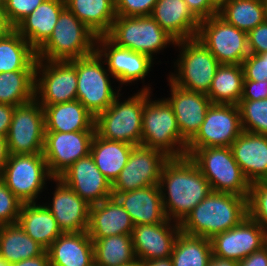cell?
<instances>
[{
	"label": "cell",
	"instance_id": "24",
	"mask_svg": "<svg viewBox=\"0 0 267 266\" xmlns=\"http://www.w3.org/2000/svg\"><path fill=\"white\" fill-rule=\"evenodd\" d=\"M230 147L250 183L267 181V135L243 131Z\"/></svg>",
	"mask_w": 267,
	"mask_h": 266
},
{
	"label": "cell",
	"instance_id": "12",
	"mask_svg": "<svg viewBox=\"0 0 267 266\" xmlns=\"http://www.w3.org/2000/svg\"><path fill=\"white\" fill-rule=\"evenodd\" d=\"M242 132L238 105L212 103L199 131L187 143L186 156L199 148L230 147Z\"/></svg>",
	"mask_w": 267,
	"mask_h": 266
},
{
	"label": "cell",
	"instance_id": "27",
	"mask_svg": "<svg viewBox=\"0 0 267 266\" xmlns=\"http://www.w3.org/2000/svg\"><path fill=\"white\" fill-rule=\"evenodd\" d=\"M65 8L64 0H45L23 18L15 30L37 51L51 36Z\"/></svg>",
	"mask_w": 267,
	"mask_h": 266
},
{
	"label": "cell",
	"instance_id": "35",
	"mask_svg": "<svg viewBox=\"0 0 267 266\" xmlns=\"http://www.w3.org/2000/svg\"><path fill=\"white\" fill-rule=\"evenodd\" d=\"M244 71L239 64H220L206 94L213 104L238 105L243 93Z\"/></svg>",
	"mask_w": 267,
	"mask_h": 266
},
{
	"label": "cell",
	"instance_id": "25",
	"mask_svg": "<svg viewBox=\"0 0 267 266\" xmlns=\"http://www.w3.org/2000/svg\"><path fill=\"white\" fill-rule=\"evenodd\" d=\"M133 228L130 215L114 196L90 206L87 232L91 239L132 235Z\"/></svg>",
	"mask_w": 267,
	"mask_h": 266
},
{
	"label": "cell",
	"instance_id": "4",
	"mask_svg": "<svg viewBox=\"0 0 267 266\" xmlns=\"http://www.w3.org/2000/svg\"><path fill=\"white\" fill-rule=\"evenodd\" d=\"M151 87L148 83L127 98L123 97V92L120 93L105 111L95 117L96 134L111 141L141 145L145 90L153 92Z\"/></svg>",
	"mask_w": 267,
	"mask_h": 266
},
{
	"label": "cell",
	"instance_id": "47",
	"mask_svg": "<svg viewBox=\"0 0 267 266\" xmlns=\"http://www.w3.org/2000/svg\"><path fill=\"white\" fill-rule=\"evenodd\" d=\"M189 10L199 20L218 14L219 7L212 0H184Z\"/></svg>",
	"mask_w": 267,
	"mask_h": 266
},
{
	"label": "cell",
	"instance_id": "36",
	"mask_svg": "<svg viewBox=\"0 0 267 266\" xmlns=\"http://www.w3.org/2000/svg\"><path fill=\"white\" fill-rule=\"evenodd\" d=\"M91 240L95 266H121L137 261L131 235H113Z\"/></svg>",
	"mask_w": 267,
	"mask_h": 266
},
{
	"label": "cell",
	"instance_id": "16",
	"mask_svg": "<svg viewBox=\"0 0 267 266\" xmlns=\"http://www.w3.org/2000/svg\"><path fill=\"white\" fill-rule=\"evenodd\" d=\"M95 131H45L43 156L50 175L60 177L74 162L90 154Z\"/></svg>",
	"mask_w": 267,
	"mask_h": 266
},
{
	"label": "cell",
	"instance_id": "50",
	"mask_svg": "<svg viewBox=\"0 0 267 266\" xmlns=\"http://www.w3.org/2000/svg\"><path fill=\"white\" fill-rule=\"evenodd\" d=\"M14 109L12 105L0 103V136H7Z\"/></svg>",
	"mask_w": 267,
	"mask_h": 266
},
{
	"label": "cell",
	"instance_id": "41",
	"mask_svg": "<svg viewBox=\"0 0 267 266\" xmlns=\"http://www.w3.org/2000/svg\"><path fill=\"white\" fill-rule=\"evenodd\" d=\"M247 209L248 216L255 220L267 235V181L250 183Z\"/></svg>",
	"mask_w": 267,
	"mask_h": 266
},
{
	"label": "cell",
	"instance_id": "38",
	"mask_svg": "<svg viewBox=\"0 0 267 266\" xmlns=\"http://www.w3.org/2000/svg\"><path fill=\"white\" fill-rule=\"evenodd\" d=\"M218 15L246 33L265 22L262 0H228L219 8Z\"/></svg>",
	"mask_w": 267,
	"mask_h": 266
},
{
	"label": "cell",
	"instance_id": "56",
	"mask_svg": "<svg viewBox=\"0 0 267 266\" xmlns=\"http://www.w3.org/2000/svg\"><path fill=\"white\" fill-rule=\"evenodd\" d=\"M264 6L265 22H267V0H262Z\"/></svg>",
	"mask_w": 267,
	"mask_h": 266
},
{
	"label": "cell",
	"instance_id": "37",
	"mask_svg": "<svg viewBox=\"0 0 267 266\" xmlns=\"http://www.w3.org/2000/svg\"><path fill=\"white\" fill-rule=\"evenodd\" d=\"M212 256L209 238L192 236L180 231L170 257L173 266H208Z\"/></svg>",
	"mask_w": 267,
	"mask_h": 266
},
{
	"label": "cell",
	"instance_id": "22",
	"mask_svg": "<svg viewBox=\"0 0 267 266\" xmlns=\"http://www.w3.org/2000/svg\"><path fill=\"white\" fill-rule=\"evenodd\" d=\"M180 231V224L169 219L160 224L134 226L131 236L136 259L144 262L170 257Z\"/></svg>",
	"mask_w": 267,
	"mask_h": 266
},
{
	"label": "cell",
	"instance_id": "51",
	"mask_svg": "<svg viewBox=\"0 0 267 266\" xmlns=\"http://www.w3.org/2000/svg\"><path fill=\"white\" fill-rule=\"evenodd\" d=\"M11 266H50L49 254L46 250L43 254L35 258H28L11 264Z\"/></svg>",
	"mask_w": 267,
	"mask_h": 266
},
{
	"label": "cell",
	"instance_id": "5",
	"mask_svg": "<svg viewBox=\"0 0 267 266\" xmlns=\"http://www.w3.org/2000/svg\"><path fill=\"white\" fill-rule=\"evenodd\" d=\"M69 62L76 68L77 100L94 117L105 111L122 93L123 90L120 86L113 85L117 81L96 51L91 55Z\"/></svg>",
	"mask_w": 267,
	"mask_h": 266
},
{
	"label": "cell",
	"instance_id": "13",
	"mask_svg": "<svg viewBox=\"0 0 267 266\" xmlns=\"http://www.w3.org/2000/svg\"><path fill=\"white\" fill-rule=\"evenodd\" d=\"M45 116L43 107L34 98L15 106L6 136L8 153L13 155L43 153Z\"/></svg>",
	"mask_w": 267,
	"mask_h": 266
},
{
	"label": "cell",
	"instance_id": "15",
	"mask_svg": "<svg viewBox=\"0 0 267 266\" xmlns=\"http://www.w3.org/2000/svg\"><path fill=\"white\" fill-rule=\"evenodd\" d=\"M95 51L103 59L106 68L122 89L133 83L138 85V81H141L143 85L146 84L145 78L150 75L156 63L148 55L117 46L107 36L96 38Z\"/></svg>",
	"mask_w": 267,
	"mask_h": 266
},
{
	"label": "cell",
	"instance_id": "9",
	"mask_svg": "<svg viewBox=\"0 0 267 266\" xmlns=\"http://www.w3.org/2000/svg\"><path fill=\"white\" fill-rule=\"evenodd\" d=\"M189 158L208 180L212 191L248 197L250 182L234 159L231 147L199 148Z\"/></svg>",
	"mask_w": 267,
	"mask_h": 266
},
{
	"label": "cell",
	"instance_id": "26",
	"mask_svg": "<svg viewBox=\"0 0 267 266\" xmlns=\"http://www.w3.org/2000/svg\"><path fill=\"white\" fill-rule=\"evenodd\" d=\"M150 16L175 41L196 38L200 21L184 0H157Z\"/></svg>",
	"mask_w": 267,
	"mask_h": 266
},
{
	"label": "cell",
	"instance_id": "8",
	"mask_svg": "<svg viewBox=\"0 0 267 266\" xmlns=\"http://www.w3.org/2000/svg\"><path fill=\"white\" fill-rule=\"evenodd\" d=\"M117 46L148 55L152 60L176 41L149 16H116L106 35ZM155 57V58H154Z\"/></svg>",
	"mask_w": 267,
	"mask_h": 266
},
{
	"label": "cell",
	"instance_id": "55",
	"mask_svg": "<svg viewBox=\"0 0 267 266\" xmlns=\"http://www.w3.org/2000/svg\"><path fill=\"white\" fill-rule=\"evenodd\" d=\"M208 266H238V262L212 256Z\"/></svg>",
	"mask_w": 267,
	"mask_h": 266
},
{
	"label": "cell",
	"instance_id": "31",
	"mask_svg": "<svg viewBox=\"0 0 267 266\" xmlns=\"http://www.w3.org/2000/svg\"><path fill=\"white\" fill-rule=\"evenodd\" d=\"M65 7L97 37L106 36L116 18L115 0H64Z\"/></svg>",
	"mask_w": 267,
	"mask_h": 266
},
{
	"label": "cell",
	"instance_id": "7",
	"mask_svg": "<svg viewBox=\"0 0 267 266\" xmlns=\"http://www.w3.org/2000/svg\"><path fill=\"white\" fill-rule=\"evenodd\" d=\"M97 36L65 8L49 39L36 51L37 60L70 61L91 55Z\"/></svg>",
	"mask_w": 267,
	"mask_h": 266
},
{
	"label": "cell",
	"instance_id": "30",
	"mask_svg": "<svg viewBox=\"0 0 267 266\" xmlns=\"http://www.w3.org/2000/svg\"><path fill=\"white\" fill-rule=\"evenodd\" d=\"M17 223L46 250L62 234L56 219L42 202L23 203Z\"/></svg>",
	"mask_w": 267,
	"mask_h": 266
},
{
	"label": "cell",
	"instance_id": "54",
	"mask_svg": "<svg viewBox=\"0 0 267 266\" xmlns=\"http://www.w3.org/2000/svg\"><path fill=\"white\" fill-rule=\"evenodd\" d=\"M141 266H173V262L171 257H167L141 262Z\"/></svg>",
	"mask_w": 267,
	"mask_h": 266
},
{
	"label": "cell",
	"instance_id": "18",
	"mask_svg": "<svg viewBox=\"0 0 267 266\" xmlns=\"http://www.w3.org/2000/svg\"><path fill=\"white\" fill-rule=\"evenodd\" d=\"M210 240L213 256L239 262L265 246L267 235L255 220L246 216L238 225Z\"/></svg>",
	"mask_w": 267,
	"mask_h": 266
},
{
	"label": "cell",
	"instance_id": "32",
	"mask_svg": "<svg viewBox=\"0 0 267 266\" xmlns=\"http://www.w3.org/2000/svg\"><path fill=\"white\" fill-rule=\"evenodd\" d=\"M133 147L132 144L111 141L95 133L90 155L100 172L113 184L127 164Z\"/></svg>",
	"mask_w": 267,
	"mask_h": 266
},
{
	"label": "cell",
	"instance_id": "43",
	"mask_svg": "<svg viewBox=\"0 0 267 266\" xmlns=\"http://www.w3.org/2000/svg\"><path fill=\"white\" fill-rule=\"evenodd\" d=\"M244 80H267V52L262 54H249L242 62Z\"/></svg>",
	"mask_w": 267,
	"mask_h": 266
},
{
	"label": "cell",
	"instance_id": "53",
	"mask_svg": "<svg viewBox=\"0 0 267 266\" xmlns=\"http://www.w3.org/2000/svg\"><path fill=\"white\" fill-rule=\"evenodd\" d=\"M9 153L7 148L6 137L0 136V175L7 162Z\"/></svg>",
	"mask_w": 267,
	"mask_h": 266
},
{
	"label": "cell",
	"instance_id": "6",
	"mask_svg": "<svg viewBox=\"0 0 267 266\" xmlns=\"http://www.w3.org/2000/svg\"><path fill=\"white\" fill-rule=\"evenodd\" d=\"M174 47L179 54L167 78L177 87L207 94L220 63L197 38L176 41Z\"/></svg>",
	"mask_w": 267,
	"mask_h": 266
},
{
	"label": "cell",
	"instance_id": "28",
	"mask_svg": "<svg viewBox=\"0 0 267 266\" xmlns=\"http://www.w3.org/2000/svg\"><path fill=\"white\" fill-rule=\"evenodd\" d=\"M47 251L50 266H95L93 241L87 231L62 233Z\"/></svg>",
	"mask_w": 267,
	"mask_h": 266
},
{
	"label": "cell",
	"instance_id": "1",
	"mask_svg": "<svg viewBox=\"0 0 267 266\" xmlns=\"http://www.w3.org/2000/svg\"><path fill=\"white\" fill-rule=\"evenodd\" d=\"M159 187L167 219L179 224L212 191L208 180L188 156L169 158L164 163Z\"/></svg>",
	"mask_w": 267,
	"mask_h": 266
},
{
	"label": "cell",
	"instance_id": "44",
	"mask_svg": "<svg viewBox=\"0 0 267 266\" xmlns=\"http://www.w3.org/2000/svg\"><path fill=\"white\" fill-rule=\"evenodd\" d=\"M157 0H115L116 16H149Z\"/></svg>",
	"mask_w": 267,
	"mask_h": 266
},
{
	"label": "cell",
	"instance_id": "10",
	"mask_svg": "<svg viewBox=\"0 0 267 266\" xmlns=\"http://www.w3.org/2000/svg\"><path fill=\"white\" fill-rule=\"evenodd\" d=\"M50 175L43 153L9 154L0 179L22 203H39L42 193L49 190Z\"/></svg>",
	"mask_w": 267,
	"mask_h": 266
},
{
	"label": "cell",
	"instance_id": "20",
	"mask_svg": "<svg viewBox=\"0 0 267 266\" xmlns=\"http://www.w3.org/2000/svg\"><path fill=\"white\" fill-rule=\"evenodd\" d=\"M166 80L170 93L164 98L173 109L181 136L189 142L199 131L212 102L204 93L177 87Z\"/></svg>",
	"mask_w": 267,
	"mask_h": 266
},
{
	"label": "cell",
	"instance_id": "11",
	"mask_svg": "<svg viewBox=\"0 0 267 266\" xmlns=\"http://www.w3.org/2000/svg\"><path fill=\"white\" fill-rule=\"evenodd\" d=\"M196 38L220 64H239L250 54L247 33L218 14L200 21Z\"/></svg>",
	"mask_w": 267,
	"mask_h": 266
},
{
	"label": "cell",
	"instance_id": "40",
	"mask_svg": "<svg viewBox=\"0 0 267 266\" xmlns=\"http://www.w3.org/2000/svg\"><path fill=\"white\" fill-rule=\"evenodd\" d=\"M243 131L267 135V98L238 103Z\"/></svg>",
	"mask_w": 267,
	"mask_h": 266
},
{
	"label": "cell",
	"instance_id": "57",
	"mask_svg": "<svg viewBox=\"0 0 267 266\" xmlns=\"http://www.w3.org/2000/svg\"><path fill=\"white\" fill-rule=\"evenodd\" d=\"M219 8L228 0H212Z\"/></svg>",
	"mask_w": 267,
	"mask_h": 266
},
{
	"label": "cell",
	"instance_id": "46",
	"mask_svg": "<svg viewBox=\"0 0 267 266\" xmlns=\"http://www.w3.org/2000/svg\"><path fill=\"white\" fill-rule=\"evenodd\" d=\"M250 54L267 52V22L259 24L247 33Z\"/></svg>",
	"mask_w": 267,
	"mask_h": 266
},
{
	"label": "cell",
	"instance_id": "3",
	"mask_svg": "<svg viewBox=\"0 0 267 266\" xmlns=\"http://www.w3.org/2000/svg\"><path fill=\"white\" fill-rule=\"evenodd\" d=\"M152 96V91L145 90L141 145L157 149L169 158L185 157L188 142L181 136L171 105L162 96Z\"/></svg>",
	"mask_w": 267,
	"mask_h": 266
},
{
	"label": "cell",
	"instance_id": "33",
	"mask_svg": "<svg viewBox=\"0 0 267 266\" xmlns=\"http://www.w3.org/2000/svg\"><path fill=\"white\" fill-rule=\"evenodd\" d=\"M46 251L15 224L0 225V258L9 264L35 258Z\"/></svg>",
	"mask_w": 267,
	"mask_h": 266
},
{
	"label": "cell",
	"instance_id": "23",
	"mask_svg": "<svg viewBox=\"0 0 267 266\" xmlns=\"http://www.w3.org/2000/svg\"><path fill=\"white\" fill-rule=\"evenodd\" d=\"M113 196L128 212L134 226L160 224L167 220L159 185L127 192H113Z\"/></svg>",
	"mask_w": 267,
	"mask_h": 266
},
{
	"label": "cell",
	"instance_id": "14",
	"mask_svg": "<svg viewBox=\"0 0 267 266\" xmlns=\"http://www.w3.org/2000/svg\"><path fill=\"white\" fill-rule=\"evenodd\" d=\"M34 98L41 106L77 100L76 68L69 61L37 60Z\"/></svg>",
	"mask_w": 267,
	"mask_h": 266
},
{
	"label": "cell",
	"instance_id": "59",
	"mask_svg": "<svg viewBox=\"0 0 267 266\" xmlns=\"http://www.w3.org/2000/svg\"><path fill=\"white\" fill-rule=\"evenodd\" d=\"M0 266H11V264L5 262L4 260H2V259L0 258Z\"/></svg>",
	"mask_w": 267,
	"mask_h": 266
},
{
	"label": "cell",
	"instance_id": "29",
	"mask_svg": "<svg viewBox=\"0 0 267 266\" xmlns=\"http://www.w3.org/2000/svg\"><path fill=\"white\" fill-rule=\"evenodd\" d=\"M45 131L75 132L95 131V117L79 100L42 106Z\"/></svg>",
	"mask_w": 267,
	"mask_h": 266
},
{
	"label": "cell",
	"instance_id": "60",
	"mask_svg": "<svg viewBox=\"0 0 267 266\" xmlns=\"http://www.w3.org/2000/svg\"><path fill=\"white\" fill-rule=\"evenodd\" d=\"M6 4V0H0V7L4 8Z\"/></svg>",
	"mask_w": 267,
	"mask_h": 266
},
{
	"label": "cell",
	"instance_id": "34",
	"mask_svg": "<svg viewBox=\"0 0 267 266\" xmlns=\"http://www.w3.org/2000/svg\"><path fill=\"white\" fill-rule=\"evenodd\" d=\"M36 50L14 29L0 38V73L35 71Z\"/></svg>",
	"mask_w": 267,
	"mask_h": 266
},
{
	"label": "cell",
	"instance_id": "58",
	"mask_svg": "<svg viewBox=\"0 0 267 266\" xmlns=\"http://www.w3.org/2000/svg\"><path fill=\"white\" fill-rule=\"evenodd\" d=\"M121 266H141V262L139 260H137V261H135L132 264L121 265Z\"/></svg>",
	"mask_w": 267,
	"mask_h": 266
},
{
	"label": "cell",
	"instance_id": "45",
	"mask_svg": "<svg viewBox=\"0 0 267 266\" xmlns=\"http://www.w3.org/2000/svg\"><path fill=\"white\" fill-rule=\"evenodd\" d=\"M44 1L45 0H6L4 11L9 22L15 27Z\"/></svg>",
	"mask_w": 267,
	"mask_h": 266
},
{
	"label": "cell",
	"instance_id": "39",
	"mask_svg": "<svg viewBox=\"0 0 267 266\" xmlns=\"http://www.w3.org/2000/svg\"><path fill=\"white\" fill-rule=\"evenodd\" d=\"M35 71L0 73V103L19 106L34 99Z\"/></svg>",
	"mask_w": 267,
	"mask_h": 266
},
{
	"label": "cell",
	"instance_id": "19",
	"mask_svg": "<svg viewBox=\"0 0 267 266\" xmlns=\"http://www.w3.org/2000/svg\"><path fill=\"white\" fill-rule=\"evenodd\" d=\"M51 183H55L52 200L49 197L45 203L43 200L40 202L52 213L62 233L87 231L90 205L59 177L52 178Z\"/></svg>",
	"mask_w": 267,
	"mask_h": 266
},
{
	"label": "cell",
	"instance_id": "42",
	"mask_svg": "<svg viewBox=\"0 0 267 266\" xmlns=\"http://www.w3.org/2000/svg\"><path fill=\"white\" fill-rule=\"evenodd\" d=\"M23 203L0 179V225L15 224Z\"/></svg>",
	"mask_w": 267,
	"mask_h": 266
},
{
	"label": "cell",
	"instance_id": "17",
	"mask_svg": "<svg viewBox=\"0 0 267 266\" xmlns=\"http://www.w3.org/2000/svg\"><path fill=\"white\" fill-rule=\"evenodd\" d=\"M168 159L169 157L157 149L134 146L127 164L112 184V192H127L159 185L161 170Z\"/></svg>",
	"mask_w": 267,
	"mask_h": 266
},
{
	"label": "cell",
	"instance_id": "21",
	"mask_svg": "<svg viewBox=\"0 0 267 266\" xmlns=\"http://www.w3.org/2000/svg\"><path fill=\"white\" fill-rule=\"evenodd\" d=\"M59 178L90 206L113 196L111 182L100 172L90 154L74 162Z\"/></svg>",
	"mask_w": 267,
	"mask_h": 266
},
{
	"label": "cell",
	"instance_id": "49",
	"mask_svg": "<svg viewBox=\"0 0 267 266\" xmlns=\"http://www.w3.org/2000/svg\"><path fill=\"white\" fill-rule=\"evenodd\" d=\"M238 266H267V242L260 250L239 261Z\"/></svg>",
	"mask_w": 267,
	"mask_h": 266
},
{
	"label": "cell",
	"instance_id": "48",
	"mask_svg": "<svg viewBox=\"0 0 267 266\" xmlns=\"http://www.w3.org/2000/svg\"><path fill=\"white\" fill-rule=\"evenodd\" d=\"M267 98V80L243 81V93L241 100H261Z\"/></svg>",
	"mask_w": 267,
	"mask_h": 266
},
{
	"label": "cell",
	"instance_id": "2",
	"mask_svg": "<svg viewBox=\"0 0 267 266\" xmlns=\"http://www.w3.org/2000/svg\"><path fill=\"white\" fill-rule=\"evenodd\" d=\"M247 198L211 191L180 223V230L188 235L211 239L232 229L248 216Z\"/></svg>",
	"mask_w": 267,
	"mask_h": 266
},
{
	"label": "cell",
	"instance_id": "52",
	"mask_svg": "<svg viewBox=\"0 0 267 266\" xmlns=\"http://www.w3.org/2000/svg\"><path fill=\"white\" fill-rule=\"evenodd\" d=\"M15 27L9 22L4 8L0 7V38L7 36Z\"/></svg>",
	"mask_w": 267,
	"mask_h": 266
}]
</instances>
